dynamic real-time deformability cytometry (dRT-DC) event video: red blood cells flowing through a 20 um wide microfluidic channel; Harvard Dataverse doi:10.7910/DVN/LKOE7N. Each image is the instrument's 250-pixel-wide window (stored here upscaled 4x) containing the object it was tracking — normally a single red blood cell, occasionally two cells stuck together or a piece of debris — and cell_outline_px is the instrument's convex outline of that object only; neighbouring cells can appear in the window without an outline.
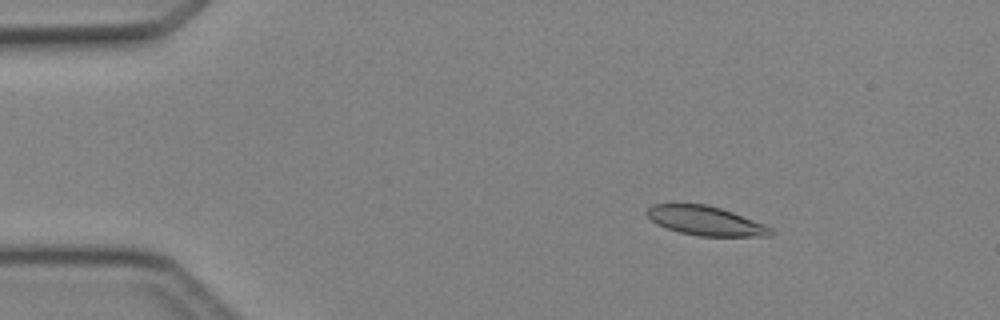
{"species": "Egyptian fruit bat (a non-hibernating species)", "species_latin": "Rousettus aegyptiacus", "temperature_condition": "cold", "stored_images_in_passage": 5, "camera_frame_rate_fps": 3000, "um_per_image_px": 0.085, "animal": {"sex": "female"}, "frame": {"image": 1, "passage_image": 3, "time_ms": 2.333, "image_size_px": [1000, 320], "cell_outline_px": [[772, 236], [700, 236], [680, 232], [656, 224], [644, 212], [652, 204], [708, 204], [732, 212], [764, 224], [772, 228]], "centroid_in_image_um": [59.96, 18.76], "position_along_channel_um": 25.0, "area_um2": 20.92}}
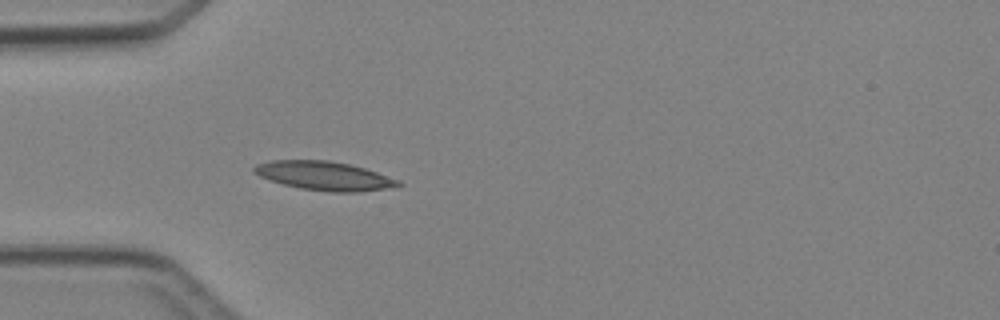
{"frame": {"image": 2, "passage_image": 5, "time_ms": 4.667, "image_size_px": [1000, 320], "cell_outline_px": [[404, 184], [392, 188], [356, 192], [328, 192], [300, 188], [284, 184], [260, 176], [252, 172], [252, 168], [256, 164], [272, 160], [328, 160], [348, 164], [364, 168], [400, 180]], "centroid_in_image_um": [27.58, 14.95], "position_along_channel_um": 57.4, "area_um2": 24.22}}